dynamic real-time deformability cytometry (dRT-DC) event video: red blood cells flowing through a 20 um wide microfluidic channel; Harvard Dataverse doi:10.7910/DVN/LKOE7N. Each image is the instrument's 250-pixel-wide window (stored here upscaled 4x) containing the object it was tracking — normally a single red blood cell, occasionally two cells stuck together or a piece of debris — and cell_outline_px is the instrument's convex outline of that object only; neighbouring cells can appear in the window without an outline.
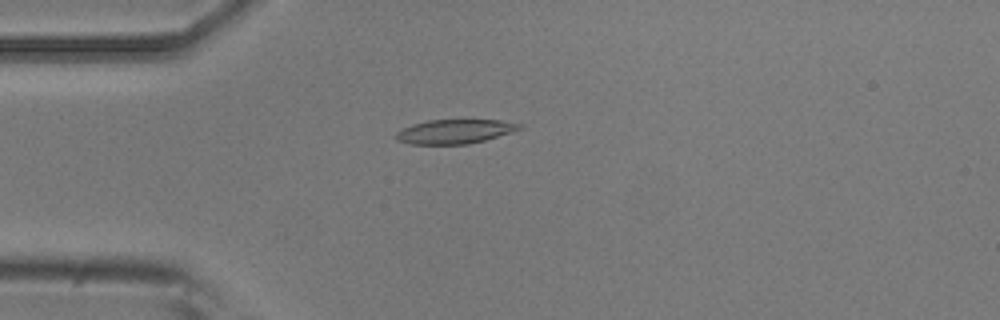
{"species": "common noctule bat (a hibernating species)", "species_latin": "Nyctalus noctula", "temperature_condition": "room temperature", "stored_images_in_passage": 4, "camera_frame_rate_fps": 3000, "um_per_image_px": 0.085, "animal": {"sex": "male", "body_mass_g": 20.5, "forearm_length_mm": 52.5}, "frame": {"image": 1, "passage_image": 4, "time_ms": 1.0, "image_size_px": [1000, 320], "cell_outline_px": [[524, 128], [512, 132], [484, 140], [468, 144], [412, 144], [396, 140], [392, 136], [396, 132], [412, 124], [428, 120], [500, 120], [524, 124]], "centroid_in_image_um": [38.66, 11.17], "position_along_channel_um": 46.3, "area_um2": 17.51}}